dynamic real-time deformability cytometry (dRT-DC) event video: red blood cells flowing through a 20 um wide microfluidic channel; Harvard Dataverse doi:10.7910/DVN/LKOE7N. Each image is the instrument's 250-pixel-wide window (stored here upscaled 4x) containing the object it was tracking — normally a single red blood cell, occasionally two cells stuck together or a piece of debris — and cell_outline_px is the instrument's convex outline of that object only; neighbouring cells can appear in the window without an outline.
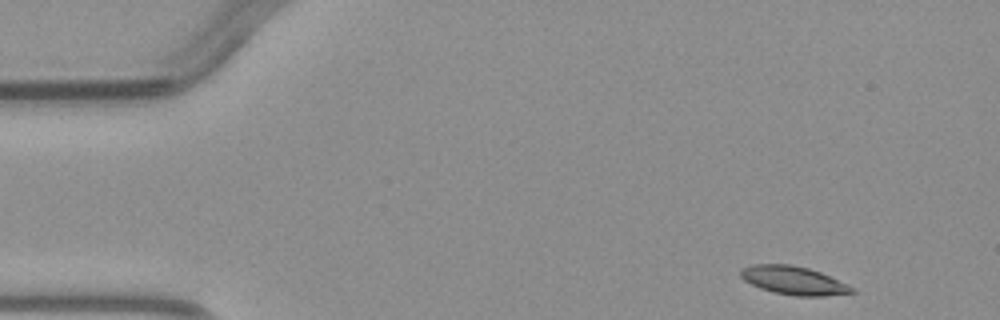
{"species": "common noctule bat (a hibernating species)", "species_latin": "Nyctalus noctula", "temperature_condition": "warm", "stored_images_in_passage": 5, "camera_frame_rate_fps": 3000, "um_per_image_px": 0.085, "animal": {"sex": "male", "body_mass_g": 23.1, "forearm_length_mm": 52.7}, "frame": {"image": 1, "passage_image": 1, "time_ms": 0.0, "image_size_px": [1000, 320], "cell_outline_px": [[856, 292], [824, 296], [796, 296], [772, 292], [760, 288], [744, 280], [740, 276], [740, 268], [752, 264], [788, 264], [808, 268], [820, 272], [856, 288]], "centroid_in_image_um": [67.44, 23.84], "position_along_channel_um": 17.6, "area_um2": 18.44}}
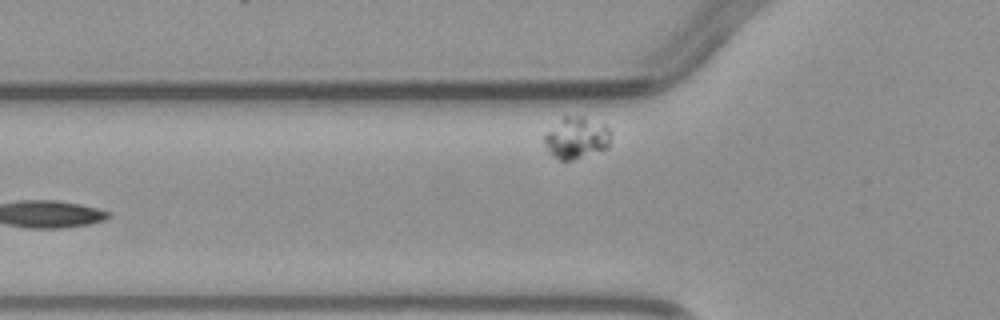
{"frame": {"image": 2, "passage_image": 5, "time_ms": 4.667, "image_size_px": [1000, 320], "cell_outline_px": [[612, 132], [608, 148], [572, 160], [560, 160], [548, 152], [544, 144], [544, 136], [564, 116], [584, 116], [604, 124]], "centroid_in_image_um": [49.03, 11.72], "position_along_channel_um": 76.8, "area_um2": 16.07}}